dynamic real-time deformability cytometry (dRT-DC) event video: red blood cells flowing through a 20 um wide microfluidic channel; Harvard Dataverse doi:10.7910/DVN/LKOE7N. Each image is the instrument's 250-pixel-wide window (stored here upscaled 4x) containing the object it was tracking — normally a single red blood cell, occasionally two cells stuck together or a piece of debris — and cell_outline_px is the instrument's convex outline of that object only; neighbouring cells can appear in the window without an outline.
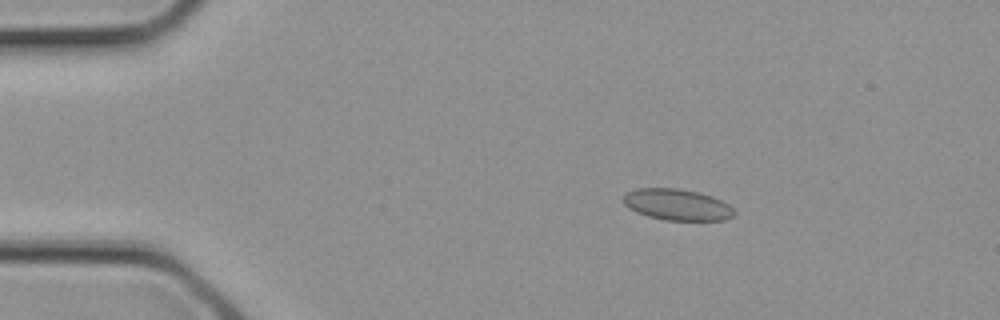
{"species": "common noctule bat (a hibernating species)", "species_latin": "Nyctalus noctula", "temperature_condition": "cold", "stored_images_in_passage": 3, "camera_frame_rate_fps": 3000, "um_per_image_px": 0.085, "animal": {"sex": "female", "body_mass_g": 21.9}, "frame": {"image": 1, "passage_image": 2, "time_ms": 0.333, "image_size_px": [1000, 320], "cell_outline_px": [[736, 212], [732, 216], [724, 220], [664, 220], [648, 216], [636, 212], [628, 208], [624, 204], [624, 196], [628, 192], [636, 188], [680, 188], [700, 192], [712, 196], [728, 204]], "centroid_in_image_um": [57.55, 17.39], "position_along_channel_um": 27.4, "area_um2": 20.23}}